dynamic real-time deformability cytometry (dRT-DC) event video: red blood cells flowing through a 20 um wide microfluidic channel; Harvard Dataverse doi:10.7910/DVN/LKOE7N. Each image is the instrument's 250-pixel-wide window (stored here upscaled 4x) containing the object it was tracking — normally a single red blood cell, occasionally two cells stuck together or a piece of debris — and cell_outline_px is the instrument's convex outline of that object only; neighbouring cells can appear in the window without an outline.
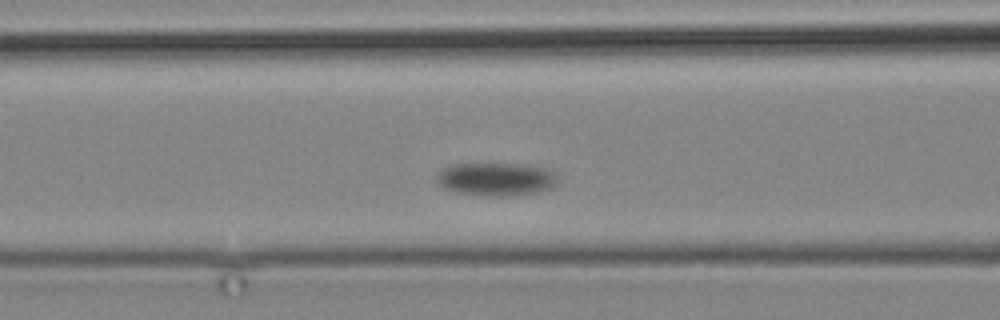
{"species": "common noctule bat (a hibernating species)", "species_latin": "Nyctalus noctula", "temperature_condition": "cold", "stored_images_in_passage": 6, "camera_frame_rate_fps": 3000, "um_per_image_px": 0.085, "animal": {"sex": "male", "body_mass_g": 19.2, "forearm_length_mm": 51.8}, "frame": {"image": 1, "passage_image": 3, "time_ms": 2.333, "image_size_px": [1000, 320], "cell_outline_px": [[556, 184], [552, 188], [540, 192], [508, 196], [480, 196], [456, 192], [444, 188], [436, 180], [436, 176], [444, 168], [456, 164], [520, 164], [544, 168], [556, 172]], "centroid_in_image_um": [42.19, 15.24], "position_along_channel_um": 124.4, "area_um2": 23.41}}
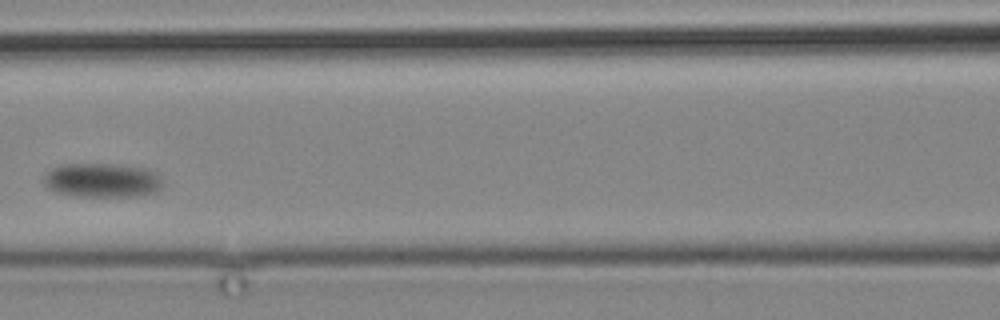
{"frame": {"image": 2, "passage_image": 4, "time_ms": 3.667, "image_size_px": [1000, 320], "cell_outline_px": [[160, 188], [156, 192], [140, 196], [72, 196], [56, 192], [48, 188], [44, 184], [44, 172], [48, 168], [60, 164], [112, 164], [144, 168], [156, 172], [160, 176]], "centroid_in_image_um": [8.61, 15.32], "position_along_channel_um": 158.0, "area_um2": 23.93}}
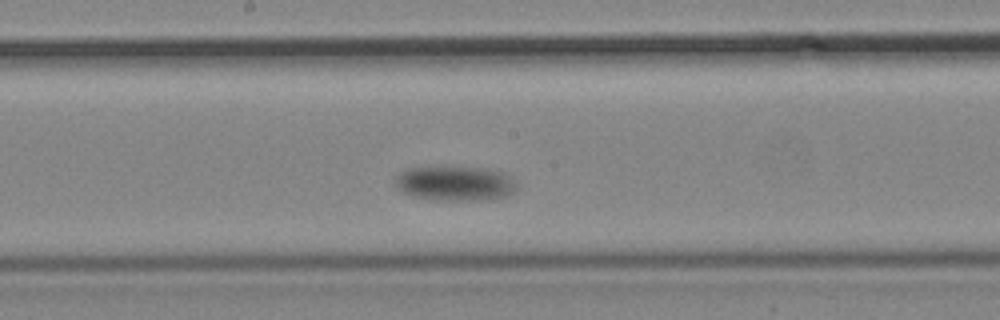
{"frame": {"image": 3, "passage_image": 6, "time_ms": 5.667, "image_size_px": [1000, 320], "cell_outline_px": [[516, 188], [512, 192], [504, 196], [472, 200], [440, 200], [412, 196], [400, 192], [396, 184], [396, 180], [400, 172], [408, 168], [480, 168], [500, 172], [508, 176], [516, 184]], "centroid_in_image_um": [38.62, 15.6], "position_along_channel_um": 209.6, "area_um2": 23.7}}